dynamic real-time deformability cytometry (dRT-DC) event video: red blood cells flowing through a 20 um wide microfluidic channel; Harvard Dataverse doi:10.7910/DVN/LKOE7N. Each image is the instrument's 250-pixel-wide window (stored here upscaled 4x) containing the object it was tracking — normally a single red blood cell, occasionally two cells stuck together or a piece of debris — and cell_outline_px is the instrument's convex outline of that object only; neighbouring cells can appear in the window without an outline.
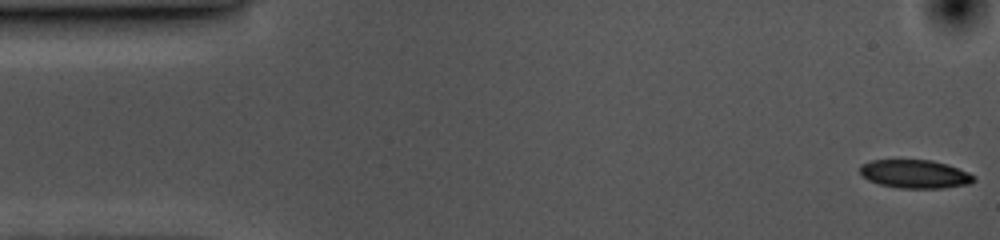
{"species": "common noctule bat (a hibernating species)", "species_latin": "Nyctalus noctula", "temperature_condition": "cold", "stored_images_in_passage": 51, "camera_frame_rate_fps": 3000, "um_per_image_px": 0.085, "animal": {"sex": "female", "body_mass_g": 10.0, "forearm_length_mm": 53.1}, "frame": {"image": 1, "passage_image": 1, "time_ms": 0.0, "image_size_px": [1000, 240], "cell_outline_px": [[976, 180], [968, 184], [944, 188], [900, 188], [880, 184], [868, 180], [860, 172], [860, 164], [872, 160], [932, 160], [948, 164], [968, 172], [976, 176]], "centroid_in_image_um": [77.8, 14.79], "position_along_channel_um": 7.2, "area_um2": 18.9}}
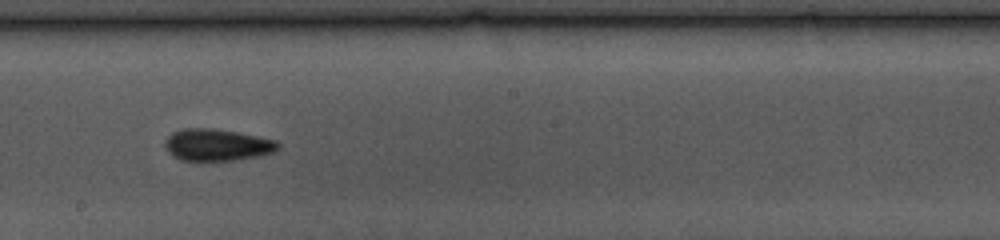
{"frame": {"image": 2, "passage_image": 29, "time_ms": 9.333, "image_size_px": [1000, 240], "cell_outline_px": [[280, 148], [276, 152], [260, 156], [232, 160], [180, 160], [172, 156], [168, 152], [164, 144], [164, 140], [172, 132], [184, 128], [212, 128], [236, 132], [276, 140], [280, 144]], "centroid_in_image_um": [18.45, 12.31], "position_along_channel_um": 229.7, "area_um2": 21.1}}
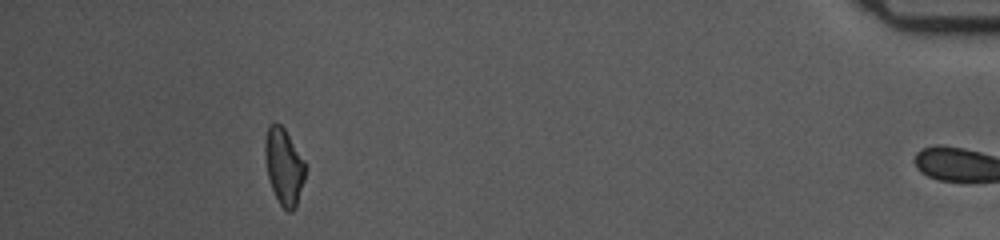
{"frame": {"image": 3, "passage_image": 50, "time_ms": 16.333, "image_size_px": [1000, 240], "cell_outline_px": [[308, 168], [296, 204], [292, 212], [288, 212], [280, 204], [272, 188], [268, 176], [264, 156], [264, 144], [268, 128], [272, 124], [280, 124], [284, 128], [304, 160]], "centroid_in_image_um": [24.14, 14.15], "position_along_channel_um": 411.1, "area_um2": 17.74}, "authors_computed_cell_mechanics": {"area_um2": 19.363, "velocity_mm_per_s": 3.5657, "shape_relaxation_time_tau1_ms": 5.948, "shape_relaxation_time_tau2_ms": 4.6577, "deformation_change_tau1": 0.1542, "deformation_change_tau2": 0.103}}